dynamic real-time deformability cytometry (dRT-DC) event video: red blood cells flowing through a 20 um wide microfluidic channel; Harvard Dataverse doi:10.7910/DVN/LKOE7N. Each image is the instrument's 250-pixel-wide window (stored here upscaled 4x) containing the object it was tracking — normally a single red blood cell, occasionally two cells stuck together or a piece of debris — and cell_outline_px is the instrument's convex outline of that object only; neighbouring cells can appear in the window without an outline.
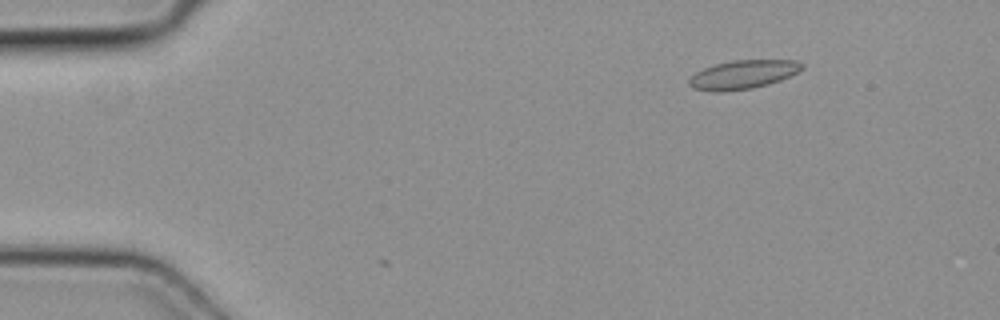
{"species": "common noctule bat (a hibernating species)", "species_latin": "Nyctalus noctula", "temperature_condition": "cold", "stored_images_in_passage": 4, "camera_frame_rate_fps": 3000, "um_per_image_px": 0.085, "animal": {"sex": "female", "body_mass_g": 19.3, "forearm_length_mm": 54.1}, "frame": {"image": 1, "passage_image": 2, "time_ms": 0.333, "image_size_px": [1000, 320], "cell_outline_px": [[804, 68], [780, 80], [768, 84], [752, 88], [720, 92], [712, 92], [692, 88], [688, 84], [688, 76], [704, 68], [716, 64], [732, 60], [796, 60], [804, 64]], "centroid_in_image_um": [63.1, 6.34], "position_along_channel_um": 21.9, "area_um2": 18.96}}